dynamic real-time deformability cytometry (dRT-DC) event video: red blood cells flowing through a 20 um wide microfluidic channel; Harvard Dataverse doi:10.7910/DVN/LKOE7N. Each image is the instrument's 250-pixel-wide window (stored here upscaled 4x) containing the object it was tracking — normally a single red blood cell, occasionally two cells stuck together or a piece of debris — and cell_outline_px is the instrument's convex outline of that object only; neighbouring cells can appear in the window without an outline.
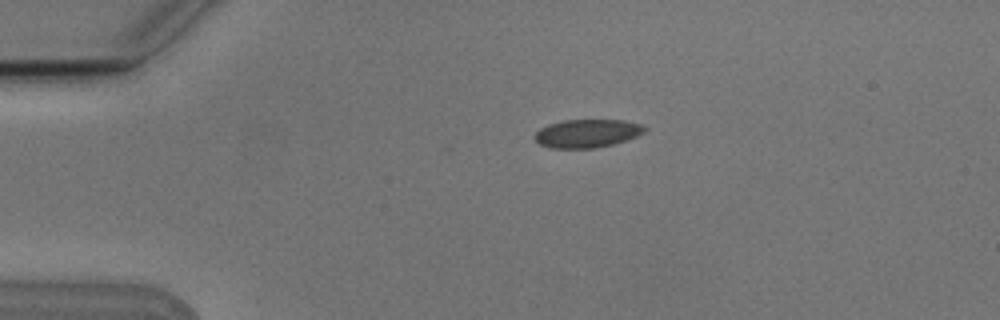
{"species": "Egyptian fruit bat (a non-hibernating species)", "species_latin": "Rousettus aegyptiacus", "temperature_condition": "cold", "stored_images_in_passage": 3, "camera_frame_rate_fps": 3000, "um_per_image_px": 0.085, "animal": {"sex": "male"}, "frame": {"image": 1, "passage_image": 1, "time_ms": 0.0, "image_size_px": [1000, 320], "cell_outline_px": [[648, 128], [644, 132], [636, 136], [612, 144], [592, 148], [552, 148], [540, 144], [532, 136], [540, 128], [548, 124], [564, 120], [624, 120], [640, 124]], "centroid_in_image_um": [49.88, 11.33], "position_along_channel_um": 35.1, "area_um2": 17.98}}